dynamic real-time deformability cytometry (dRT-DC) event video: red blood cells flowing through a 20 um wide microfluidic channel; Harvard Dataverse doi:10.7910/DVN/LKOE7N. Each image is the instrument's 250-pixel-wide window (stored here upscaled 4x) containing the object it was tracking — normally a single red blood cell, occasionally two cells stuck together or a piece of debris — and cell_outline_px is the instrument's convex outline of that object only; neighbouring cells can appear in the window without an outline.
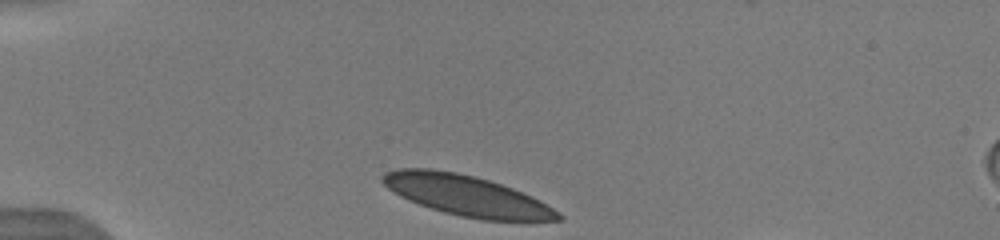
{"species": "human", "species_latin": "Homo sapiens", "temperature_condition": "warm", "stored_images_in_passage": 3, "camera_frame_rate_fps": 3000, "um_per_image_px": 0.085, "donor": {"sex": "male"}, "frame": {"image": 1, "passage_image": 1, "time_ms": 0.0, "image_size_px": [1000, 240], "cell_outline_px": [[564, 220], [484, 220], [460, 216], [444, 212], [408, 200], [400, 196], [388, 188], [380, 180], [380, 176], [384, 172], [400, 168], [432, 168], [456, 172], [488, 180], [512, 188], [540, 200], [564, 216]], "centroid_in_image_um": [39.62, 16.61], "position_along_channel_um": 45.4, "area_um2": 41.1}}